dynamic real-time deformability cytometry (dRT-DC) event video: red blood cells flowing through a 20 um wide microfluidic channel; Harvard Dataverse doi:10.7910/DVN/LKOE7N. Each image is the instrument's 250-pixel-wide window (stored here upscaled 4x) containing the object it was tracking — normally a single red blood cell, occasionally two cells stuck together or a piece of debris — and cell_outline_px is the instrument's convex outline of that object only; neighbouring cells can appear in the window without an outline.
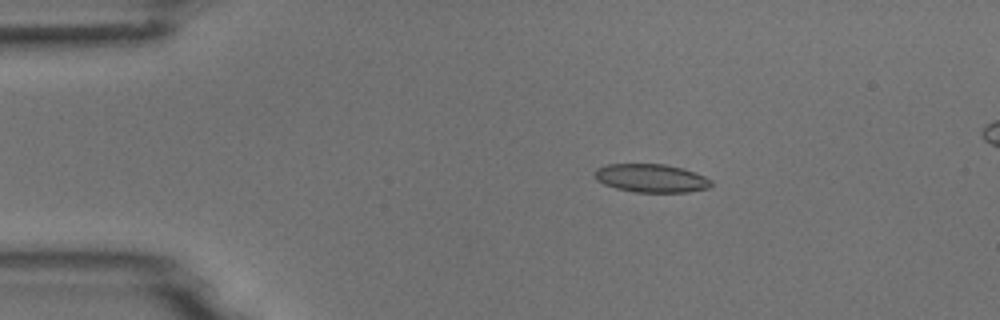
{"species": "common noctule bat (a hibernating species)", "species_latin": "Nyctalus noctula", "temperature_condition": "room temperature", "stored_images_in_passage": 8, "camera_frame_rate_fps": 3000, "um_per_image_px": 0.085, "animal": {"sex": "male", "body_mass_g": 18.8}, "frame": {"image": 1, "passage_image": 3, "time_ms": 2.333, "image_size_px": [1000, 320], "cell_outline_px": [[712, 184], [708, 188], [688, 192], [636, 192], [616, 188], [604, 184], [596, 180], [596, 168], [608, 164], [664, 164], [684, 168], [704, 176], [712, 180]], "centroid_in_image_um": [55.37, 15.14], "position_along_channel_um": 29.6, "area_um2": 19.19}}